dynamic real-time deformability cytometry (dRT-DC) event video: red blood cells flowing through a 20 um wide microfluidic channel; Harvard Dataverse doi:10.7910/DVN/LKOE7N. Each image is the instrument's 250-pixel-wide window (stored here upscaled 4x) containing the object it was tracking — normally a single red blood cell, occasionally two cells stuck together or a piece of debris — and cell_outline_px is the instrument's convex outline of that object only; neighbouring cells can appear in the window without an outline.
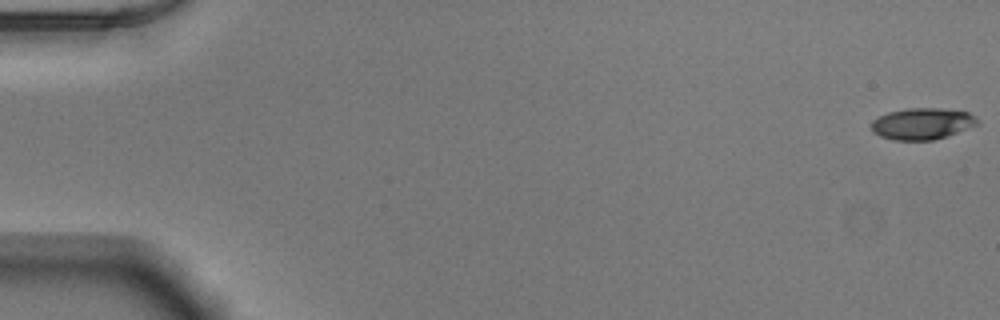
{"species": "Egyptian fruit bat (a non-hibernating species)", "species_latin": "Rousettus aegyptiacus", "temperature_condition": "warm", "stored_images_in_passage": 53, "camera_frame_rate_fps": 3000, "um_per_image_px": 0.085, "animal": {"sex": "male"}, "frame": {"image": 1, "passage_image": 1, "time_ms": 0.0, "image_size_px": [1000, 320], "cell_outline_px": [[980, 124], [948, 136], [932, 140], [892, 140], [880, 136], [872, 132], [872, 120], [888, 112], [908, 108], [940, 108], [968, 112], [976, 116], [980, 120]], "centroid_in_image_um": [78.43, 10.51], "position_along_channel_um": 6.6, "area_um2": 19.65}}
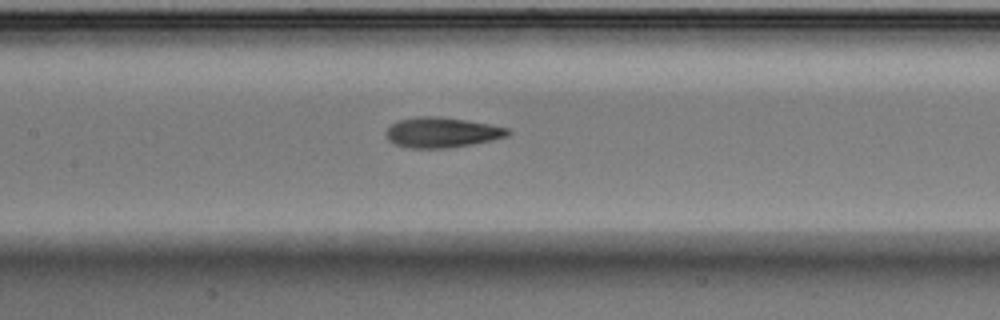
{"frame": {"image": 2, "passage_image": 26, "time_ms": 8.333, "image_size_px": [1000, 320], "cell_outline_px": [[512, 132], [508, 136], [492, 140], [472, 144], [448, 148], [408, 148], [396, 144], [388, 140], [384, 132], [392, 124], [400, 120], [416, 116], [436, 116], [464, 120], [488, 124], [508, 128]], "centroid_in_image_um": [37.55, 11.26], "position_along_channel_um": 169.9, "area_um2": 21.39}}
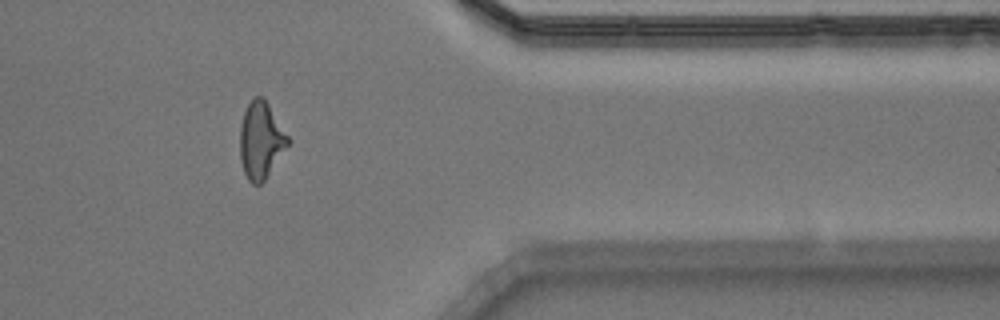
{"frame": {"image": 3, "passage_image": 44, "time_ms": 14.333, "image_size_px": [1000, 320], "cell_outline_px": [[292, 140], [264, 180], [260, 184], [252, 184], [248, 180], [244, 172], [240, 160], [240, 124], [244, 112], [248, 104], [256, 96], [264, 96]], "centroid_in_image_um": [22.19, 11.9], "position_along_channel_um": 389.2, "area_um2": 21.68}, "authors_computed_cell_mechanics": {"area_um2": 20.9236, "velocity_mm_per_s": 3.9104, "shape_relaxation_time_tau1_ms": 5.0638, "shape_relaxation_time_tau2_ms": 2.0607, "deformation_change_tau1": 0.199, "deformation_change_tau2": 0.1069}}